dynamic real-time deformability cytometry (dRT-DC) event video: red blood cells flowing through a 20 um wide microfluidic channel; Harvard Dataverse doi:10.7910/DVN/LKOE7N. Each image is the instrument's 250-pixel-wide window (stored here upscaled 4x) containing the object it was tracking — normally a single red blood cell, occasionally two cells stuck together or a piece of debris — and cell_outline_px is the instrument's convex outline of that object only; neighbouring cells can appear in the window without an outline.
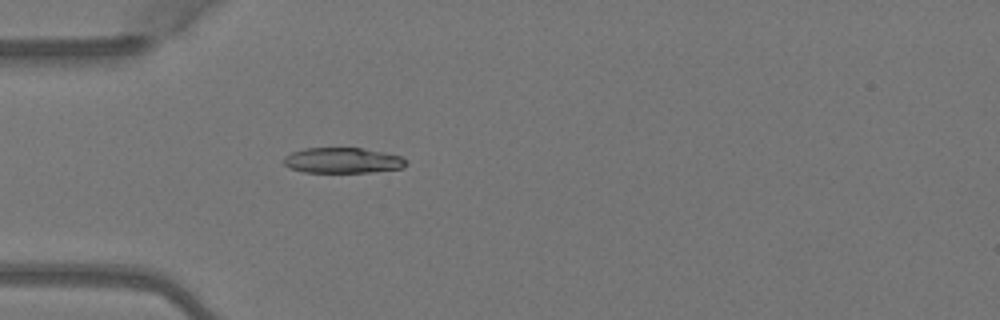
{"species": "Egyptian fruit bat (a non-hibernating species)", "species_latin": "Rousettus aegyptiacus", "temperature_condition": "warm", "stored_images_in_passage": 3, "camera_frame_rate_fps": 3000, "um_per_image_px": 0.085, "animal": {"sex": "female"}, "frame": {"image": 1, "passage_image": 3, "time_ms": 0.667, "image_size_px": [1000, 320], "cell_outline_px": [[408, 164], [404, 168], [372, 172], [304, 172], [288, 168], [284, 164], [284, 156], [292, 152], [304, 148], [360, 148], [384, 152], [400, 156], [408, 160]], "centroid_in_image_um": [29.14, 13.64], "position_along_channel_um": 55.9, "area_um2": 18.32}}